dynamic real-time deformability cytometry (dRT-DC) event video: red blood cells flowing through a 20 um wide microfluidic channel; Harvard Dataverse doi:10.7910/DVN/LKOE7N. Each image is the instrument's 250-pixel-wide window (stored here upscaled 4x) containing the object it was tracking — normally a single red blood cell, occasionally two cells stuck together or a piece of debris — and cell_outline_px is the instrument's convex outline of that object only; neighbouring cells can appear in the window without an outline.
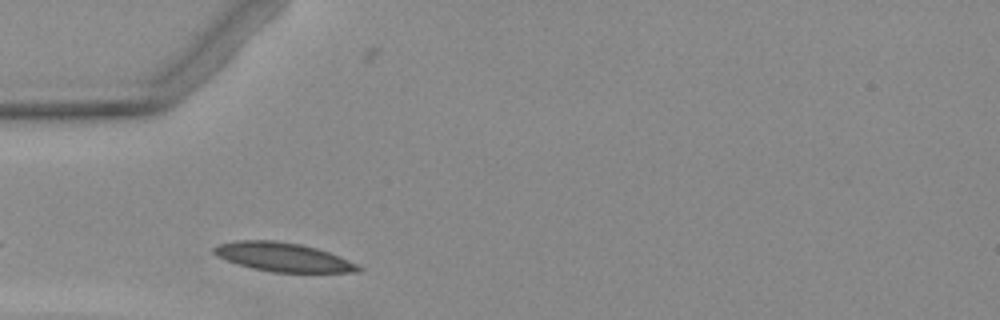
{"species": "Egyptian fruit bat (a non-hibernating species)", "species_latin": "Rousettus aegyptiacus", "temperature_condition": "warm", "stored_images_in_passage": 4, "camera_frame_rate_fps": 3000, "um_per_image_px": 0.085, "animal": {"sex": "female"}, "frame": {"image": 1, "passage_image": 1, "time_ms": 0.0, "image_size_px": [1000, 320], "cell_outline_px": [[360, 272], [272, 272], [252, 268], [216, 256], [212, 252], [212, 248], [220, 244], [236, 240], [272, 240], [300, 244], [316, 248], [328, 252], [356, 264], [360, 268]], "centroid_in_image_um": [24.01, 21.84], "position_along_channel_um": 61.0, "area_um2": 23.87}}
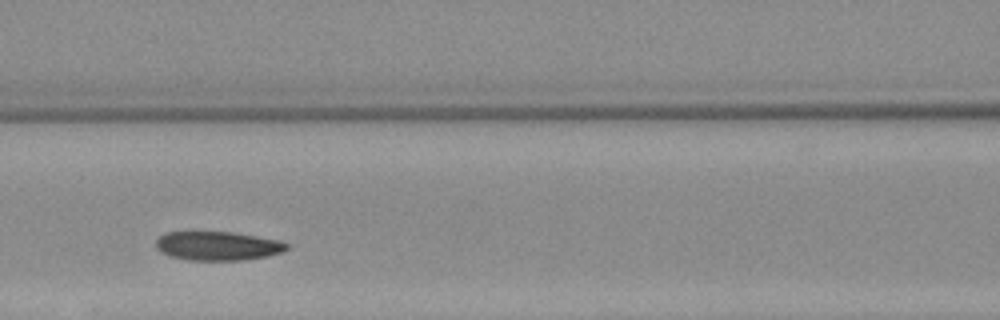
{"frame": {"image": 2, "passage_image": 3, "time_ms": 2.333, "image_size_px": [1000, 320], "cell_outline_px": [[288, 248], [280, 252], [268, 256], [244, 260], [188, 260], [168, 256], [160, 252], [156, 248], [156, 240], [164, 232], [232, 232], [280, 240], [288, 244]], "centroid_in_image_um": [18.47, 20.9], "position_along_channel_um": 148.1, "area_um2": 22.14}}
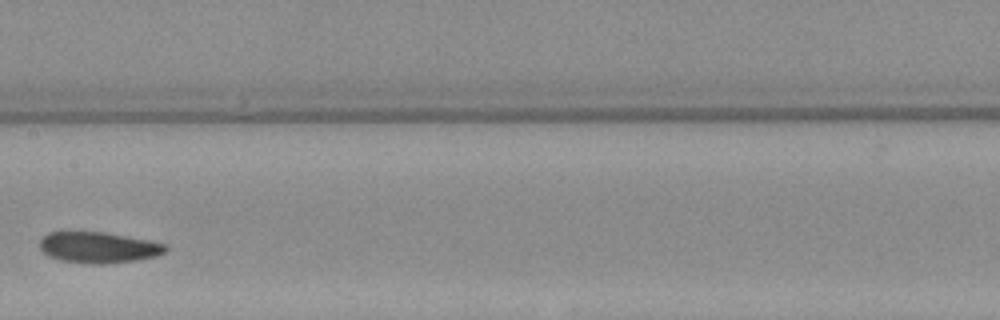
{"frame": {"image": 3, "passage_image": 4, "time_ms": 3.667, "image_size_px": [1000, 320], "cell_outline_px": [[168, 252], [156, 256], [136, 260], [108, 264], [88, 264], [60, 260], [48, 256], [40, 248], [40, 240], [48, 232], [104, 232], [148, 240], [168, 244]], "centroid_in_image_um": [8.41, 21.04], "position_along_channel_um": 199.0, "area_um2": 22.89}}